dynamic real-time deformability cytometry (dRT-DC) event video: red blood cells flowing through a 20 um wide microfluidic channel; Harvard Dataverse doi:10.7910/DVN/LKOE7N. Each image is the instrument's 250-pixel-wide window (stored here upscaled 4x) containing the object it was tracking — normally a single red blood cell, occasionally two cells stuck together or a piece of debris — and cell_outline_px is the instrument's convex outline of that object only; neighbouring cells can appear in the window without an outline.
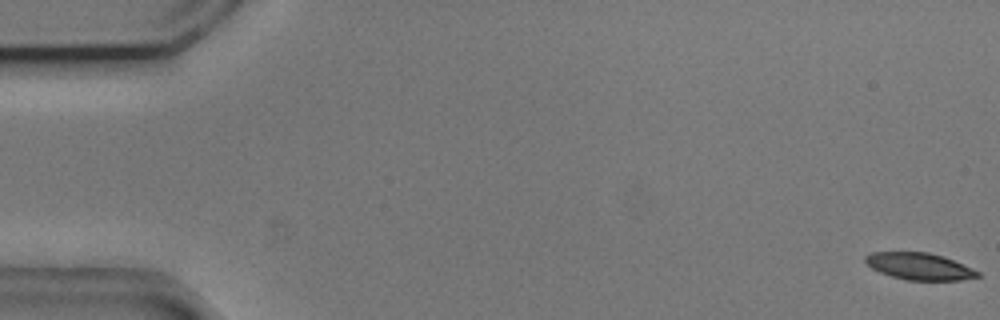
{"species": "common noctule bat (a hibernating species)", "species_latin": "Nyctalus noctula", "temperature_condition": "cold", "stored_images_in_passage": 14, "camera_frame_rate_fps": 3000, "um_per_image_px": 0.085, "animal": {"sex": "male", "body_mass_g": 20.5, "forearm_length_mm": 52.5}, "frame": {"image": 1, "passage_image": 1, "time_ms": 0.0, "image_size_px": [1000, 320], "cell_outline_px": [[980, 276], [960, 280], [904, 280], [880, 272], [872, 268], [864, 260], [864, 256], [872, 252], [928, 252], [944, 256], [972, 268], [980, 272]], "centroid_in_image_um": [78.14, 22.63], "position_along_channel_um": 6.9, "area_um2": 17.57}}
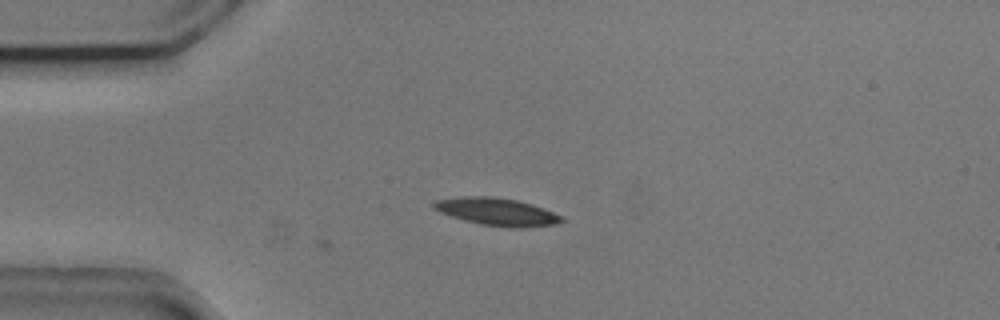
{"frame": {"image": 2, "passage_image": 14, "time_ms": 4.333, "image_size_px": [1000, 320], "cell_outline_px": [[564, 220], [556, 224], [520, 228], [512, 228], [480, 224], [464, 220], [440, 212], [432, 208], [432, 204], [436, 200], [460, 196], [492, 196], [516, 200], [532, 204], [544, 208], [564, 216]], "centroid_in_image_um": [42.25, 17.99], "position_along_channel_um": 42.7, "area_um2": 20.63}}